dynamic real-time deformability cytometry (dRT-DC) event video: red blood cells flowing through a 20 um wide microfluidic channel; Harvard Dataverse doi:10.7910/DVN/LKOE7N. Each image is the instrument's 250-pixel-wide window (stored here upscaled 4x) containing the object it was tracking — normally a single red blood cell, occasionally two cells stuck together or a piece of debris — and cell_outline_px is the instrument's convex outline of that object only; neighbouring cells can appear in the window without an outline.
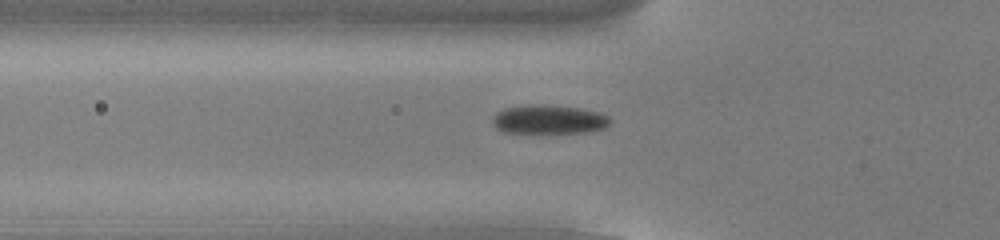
{"species": "common noctule bat (a hibernating species)", "species_latin": "Nyctalus noctula", "temperature_condition": "cold", "stored_images_in_passage": 54, "camera_frame_rate_fps": 3000, "um_per_image_px": 0.085, "animal": {"sex": "male", "body_mass_g": 13.0, "forearm_length_mm": 53.1}, "frame": {"image": 1, "passage_image": 19, "time_ms": 6.0, "image_size_px": [1000, 240], "cell_outline_px": [[612, 120], [604, 128], [588, 132], [548, 136], [540, 136], [500, 132], [496, 128], [492, 120], [492, 116], [496, 112], [504, 108], [528, 104], [576, 108], [600, 112], [608, 116]], "centroid_in_image_um": [46.59, 10.23], "position_along_channel_um": 79.2, "area_um2": 20.98}}
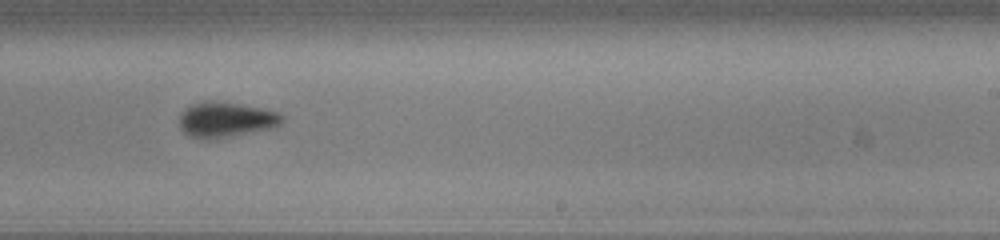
{"frame": {"image": 2, "passage_image": 34, "time_ms": 11.0, "image_size_px": [1000, 240], "cell_outline_px": [[284, 120], [276, 128], [208, 140], [188, 136], [180, 128], [180, 112], [188, 104], [208, 100], [240, 104], [264, 108], [280, 112], [284, 116]], "centroid_in_image_um": [19.21, 10.16], "position_along_channel_um": 269.8, "area_um2": 21.62}}
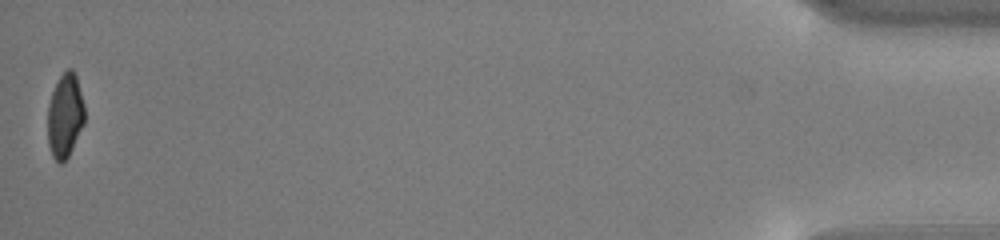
{"frame": {"image": 3, "passage_image": 54, "time_ms": 17.667, "image_size_px": [1000, 240], "cell_outline_px": [[84, 124], [68, 156], [60, 164], [52, 156], [48, 144], [48, 104], [52, 92], [60, 76], [68, 68], [72, 68], [76, 76], [84, 104]], "centroid_in_image_um": [5.52, 9.83], "position_along_channel_um": 429.7, "area_um2": 17.92}, "authors_computed_cell_mechanics": {"area_um2": 19.7098, "velocity_mm_per_s": 3.8153, "shape_relaxation_time_tau1_ms": 4.8273, "shape_relaxation_time_tau2_ms": null, "deformation_change_tau1": 0.1314, "deformation_change_tau2": null}}